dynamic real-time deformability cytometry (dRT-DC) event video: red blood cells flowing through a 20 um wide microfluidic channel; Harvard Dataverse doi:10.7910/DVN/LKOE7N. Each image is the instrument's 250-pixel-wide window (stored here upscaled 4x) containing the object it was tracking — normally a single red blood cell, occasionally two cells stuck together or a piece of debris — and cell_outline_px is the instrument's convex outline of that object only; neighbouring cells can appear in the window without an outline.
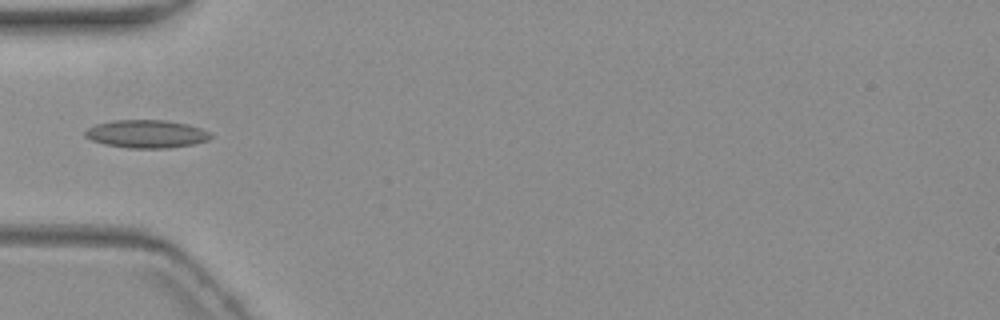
{"species": "common noctule bat (a hibernating species)", "species_latin": "Nyctalus noctula", "temperature_condition": "warm", "stored_images_in_passage": 1, "camera_frame_rate_fps": 3000, "um_per_image_px": 0.085, "animal": {"sex": "female", "body_mass_g": 19.3, "forearm_length_mm": 54.1}, "frame": {"image": 1, "passage_image": 1, "time_ms": 0.0, "image_size_px": [1000, 320], "cell_outline_px": [[212, 136], [208, 140], [192, 144], [168, 148], [128, 148], [104, 144], [92, 140], [84, 136], [84, 132], [88, 128], [96, 124], [112, 120], [164, 120], [188, 124], [212, 132]], "centroid_in_image_um": [12.45, 11.38], "position_along_channel_um": 72.5, "area_um2": 20.52}}